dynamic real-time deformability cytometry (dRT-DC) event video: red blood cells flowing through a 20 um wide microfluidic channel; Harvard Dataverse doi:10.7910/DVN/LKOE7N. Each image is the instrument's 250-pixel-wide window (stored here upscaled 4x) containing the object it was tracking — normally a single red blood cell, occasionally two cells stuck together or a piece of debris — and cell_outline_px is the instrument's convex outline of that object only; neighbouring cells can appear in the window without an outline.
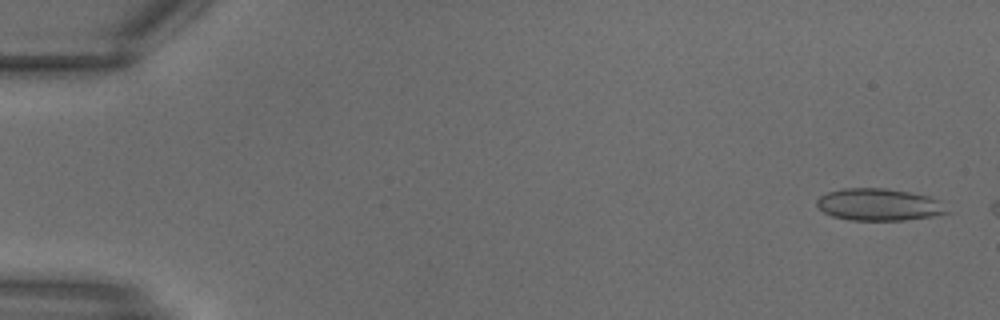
{"species": "common noctule bat (a hibernating species)", "species_latin": "Nyctalus noctula", "temperature_condition": "warm", "stored_images_in_passage": 5, "camera_frame_rate_fps": 3000, "um_per_image_px": 0.085, "animal": {"sex": "male", "body_mass_g": 18.8}, "frame": {"image": 1, "passage_image": 1, "time_ms": 0.0, "image_size_px": [1000, 320], "cell_outline_px": [[952, 212], [932, 216], [904, 220], [852, 220], [832, 216], [824, 212], [816, 204], [816, 200], [820, 196], [828, 192], [844, 188], [884, 188], [908, 192], [928, 196], [940, 200]], "centroid_in_image_um": [74.74, 17.39], "position_along_channel_um": 10.3, "area_um2": 24.33}}